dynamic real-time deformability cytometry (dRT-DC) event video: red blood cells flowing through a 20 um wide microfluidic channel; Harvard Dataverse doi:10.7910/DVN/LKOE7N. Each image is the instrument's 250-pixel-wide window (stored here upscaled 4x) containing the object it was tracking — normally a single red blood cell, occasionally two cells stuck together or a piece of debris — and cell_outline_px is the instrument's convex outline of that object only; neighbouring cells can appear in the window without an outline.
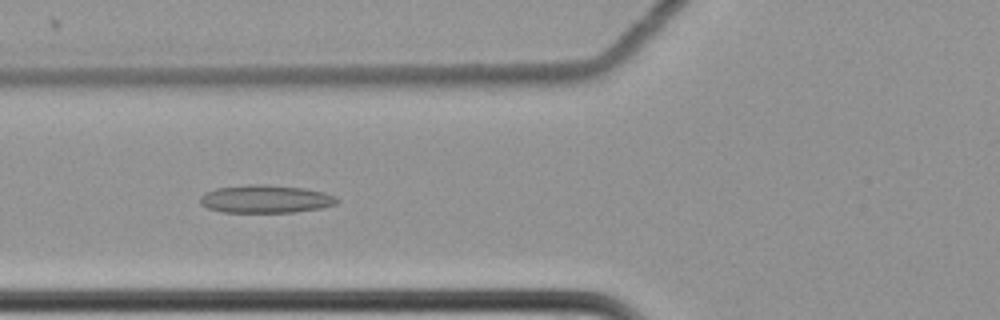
{"species": "common noctule bat (a hibernating species)", "species_latin": "Nyctalus noctula", "temperature_condition": "cold", "stored_images_in_passage": 62, "camera_frame_rate_fps": 3000, "um_per_image_px": 0.085, "animal": {"sex": "female", "body_mass_g": 22.7, "forearm_length_mm": 54.2}, "frame": {"image": 1, "passage_image": 26, "time_ms": 8.333, "image_size_px": [1000, 320], "cell_outline_px": [[340, 200], [336, 204], [320, 208], [296, 212], [220, 212], [208, 208], [200, 204], [200, 196], [204, 192], [216, 188], [248, 184], [264, 184], [304, 188], [324, 192], [336, 196]], "centroid_in_image_um": [22.57, 16.91], "position_along_channel_um": 103.2, "area_um2": 22.48}}
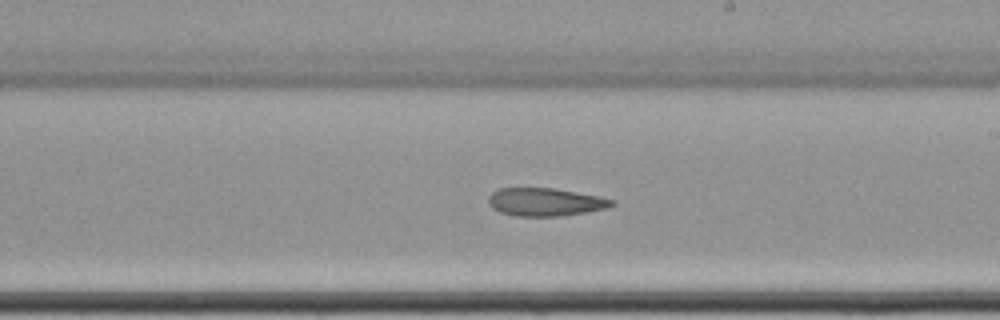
{"frame": {"image": 2, "passage_image": 38, "time_ms": 12.333, "image_size_px": [1000, 320], "cell_outline_px": [[616, 204], [608, 208], [588, 212], [556, 216], [516, 216], [500, 212], [492, 208], [488, 204], [488, 196], [496, 188], [556, 188], [600, 196], [612, 200]], "centroid_in_image_um": [46.34, 17.16], "position_along_channel_um": 242.7, "area_um2": 20.35}}
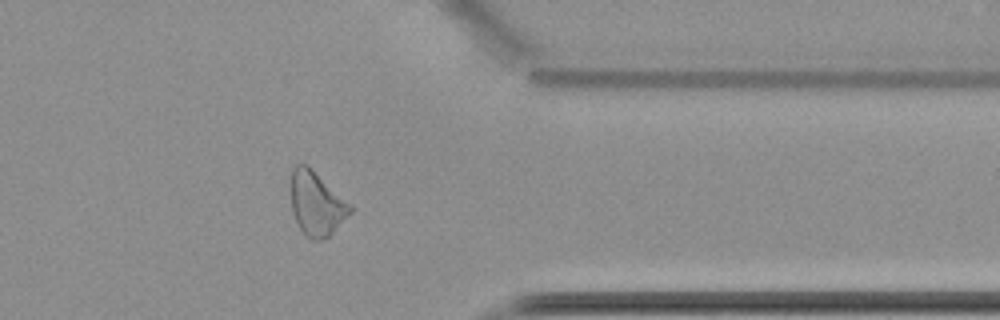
{"frame": {"image": 3, "passage_image": 51, "time_ms": 16.667, "image_size_px": [1000, 320], "cell_outline_px": [[352, 212], [328, 236], [320, 240], [308, 240], [304, 236], [292, 212], [292, 168], [296, 164], [308, 164], [352, 204]], "centroid_in_image_um": [26.92, 17.3], "position_along_channel_um": 384.5, "area_um2": 22.2}, "authors_computed_cell_mechanics": {"area_um2": 23.8425, "velocity_mm_per_s": 3.4873, "shape_relaxation_time_tau1_ms": null, "shape_relaxation_time_tau2_ms": 7.9975, "deformation_change_tau1": null, "deformation_change_tau2": 0.1676}}